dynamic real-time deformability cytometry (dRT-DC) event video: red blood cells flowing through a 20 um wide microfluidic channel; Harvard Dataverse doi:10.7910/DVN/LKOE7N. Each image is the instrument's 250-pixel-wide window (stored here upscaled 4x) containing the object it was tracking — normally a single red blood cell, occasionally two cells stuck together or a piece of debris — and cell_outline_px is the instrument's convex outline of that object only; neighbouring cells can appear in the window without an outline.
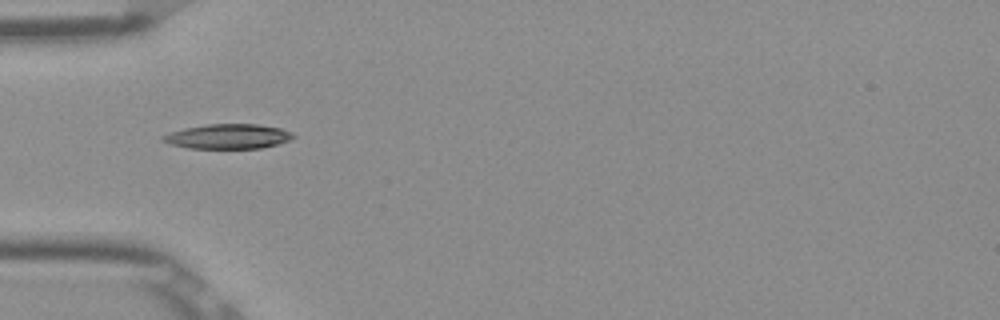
{"species": "Egyptian fruit bat (a non-hibernating species)", "species_latin": "Rousettus aegyptiacus", "temperature_condition": "room temperature", "stored_images_in_passage": 36, "camera_frame_rate_fps": 3000, "um_per_image_px": 0.085, "frame": {"image": 1, "passage_image": 1, "time_ms": 0.0, "image_size_px": [1000, 320], "cell_outline_px": [[296, 136], [288, 140], [276, 144], [260, 148], [188, 148], [172, 144], [160, 140], [160, 136], [168, 132], [184, 128], [204, 124], [256, 124], [280, 128], [292, 132]], "centroid_in_image_um": [19.33, 11.58], "position_along_channel_um": 65.7, "area_um2": 18.79}}
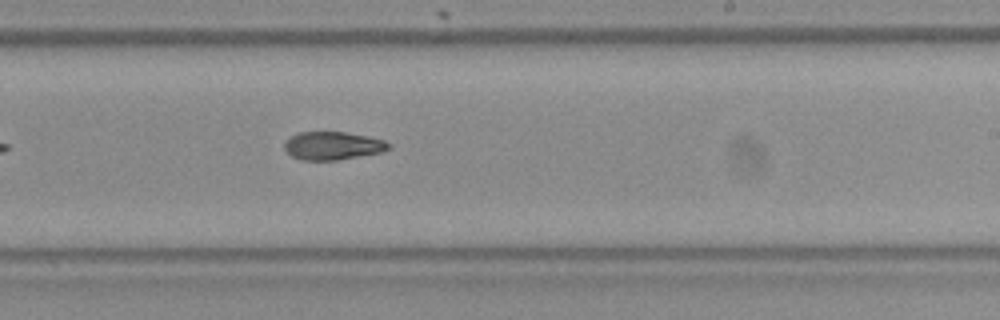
{"frame": {"image": 2, "passage_image": 16, "time_ms": 5.0, "image_size_px": [1000, 320], "cell_outline_px": [[392, 148], [384, 152], [336, 160], [300, 160], [292, 156], [284, 148], [284, 140], [300, 132], [344, 132], [368, 136], [384, 140], [392, 144]], "centroid_in_image_um": [28.32, 12.39], "position_along_channel_um": 260.7, "area_um2": 17.22}}
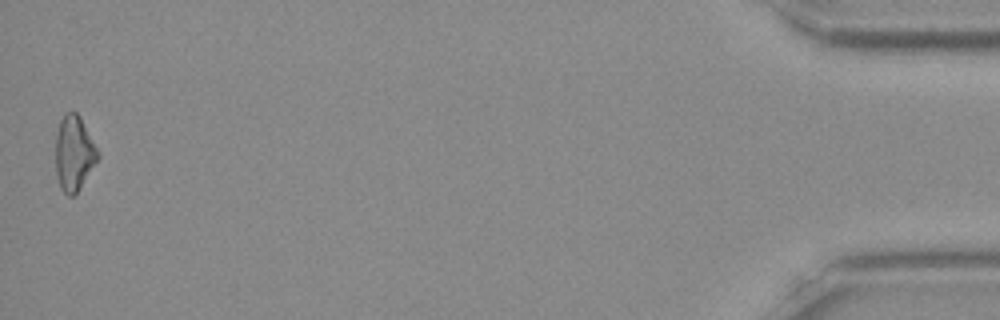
{"frame": {"image": 3, "passage_image": 36, "time_ms": 11.667, "image_size_px": [1000, 320], "cell_outline_px": [[100, 156], [76, 192], [72, 196], [68, 196], [60, 188], [56, 176], [56, 132], [60, 120], [64, 112], [76, 112], [80, 116], [100, 152]], "centroid_in_image_um": [6.28, 12.99], "position_along_channel_um": 428.9, "area_um2": 18.44}, "authors_computed_cell_mechanics": {"area_um2": 17.918, "velocity_mm_per_s": 3.9059, "shape_relaxation_time_tau1_ms": 5.3176, "shape_relaxation_time_tau2_ms": null, "deformation_change_tau1": 0.1604, "deformation_change_tau2": null}}